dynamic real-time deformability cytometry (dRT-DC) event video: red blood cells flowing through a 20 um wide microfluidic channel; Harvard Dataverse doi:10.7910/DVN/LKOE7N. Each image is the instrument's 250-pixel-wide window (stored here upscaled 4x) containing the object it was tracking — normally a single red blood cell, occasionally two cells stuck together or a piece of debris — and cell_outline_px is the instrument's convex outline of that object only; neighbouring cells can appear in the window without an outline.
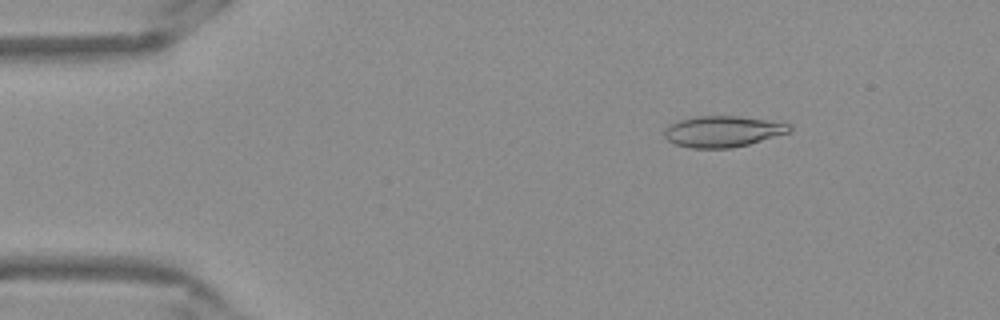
{"species": "Egyptian fruit bat (a non-hibernating species)", "species_latin": "Rousettus aegyptiacus", "temperature_condition": "warm", "stored_images_in_passage": 53, "camera_frame_rate_fps": 3000, "um_per_image_px": 0.085, "frame": {"image": 1, "passage_image": 8, "time_ms": 2.333, "image_size_px": [1000, 320], "cell_outline_px": [[792, 132], [748, 144], [732, 148], [688, 148], [676, 144], [668, 140], [664, 136], [664, 132], [672, 124], [680, 120], [696, 116], [736, 116], [768, 120], [792, 124]], "centroid_in_image_um": [61.49, 11.18], "position_along_channel_um": 23.5, "area_um2": 22.6}}
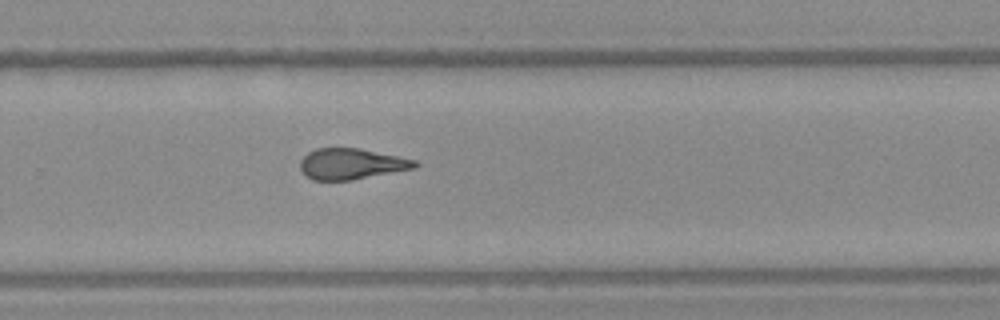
{"frame": {"image": 2, "passage_image": 35, "time_ms": 11.333, "image_size_px": [1000, 320], "cell_outline_px": [[420, 164], [416, 168], [352, 180], [312, 180], [300, 168], [300, 160], [308, 152], [316, 148], [360, 148], [416, 160]], "centroid_in_image_um": [29.89, 13.93], "position_along_channel_um": 299.9, "area_um2": 20.63}}
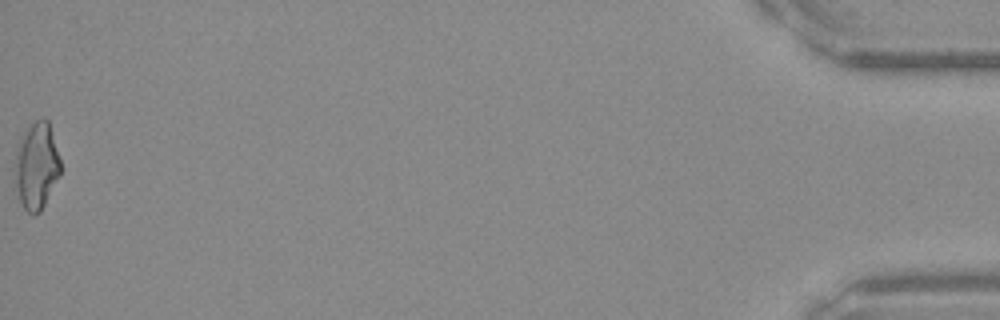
{"frame": {"image": 3, "passage_image": 53, "time_ms": 17.333, "image_size_px": [1000, 320], "cell_outline_px": [[60, 176], [40, 212], [32, 216], [24, 208], [20, 200], [16, 184], [16, 148], [24, 132], [36, 120], [44, 116], [48, 120], [60, 160]], "centroid_in_image_um": [3.12, 14.1], "position_along_channel_um": 432.1, "area_um2": 22.72}, "authors_computed_cell_mechanics": {"area_um2": 21.5594, "velocity_mm_per_s": 3.8799, "shape_relaxation_time_tau1_ms": null, "shape_relaxation_time_tau2_ms": 2.2865, "deformation_change_tau1": null, "deformation_change_tau2": 0.1238}}